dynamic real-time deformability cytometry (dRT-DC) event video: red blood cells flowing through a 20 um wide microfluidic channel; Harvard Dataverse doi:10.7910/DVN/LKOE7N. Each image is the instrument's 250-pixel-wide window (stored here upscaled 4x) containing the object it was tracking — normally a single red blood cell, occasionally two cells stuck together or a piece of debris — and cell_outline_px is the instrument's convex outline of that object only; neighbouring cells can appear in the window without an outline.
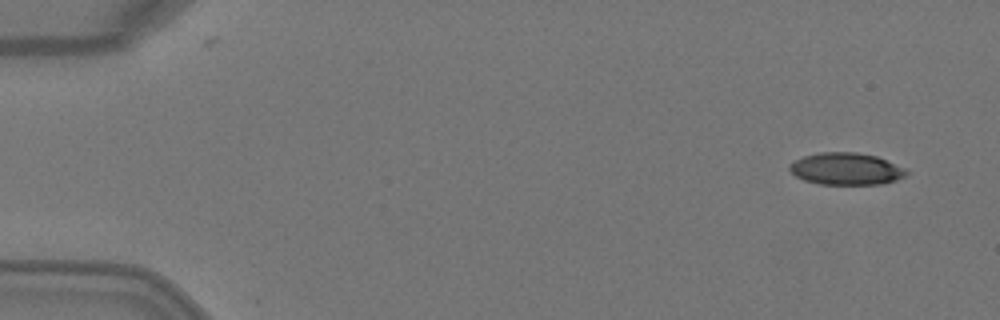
{"species": "Egyptian fruit bat (a non-hibernating species)", "species_latin": "Rousettus aegyptiacus", "temperature_condition": "warm", "stored_images_in_passage": 4, "camera_frame_rate_fps": 3000, "um_per_image_px": 0.085, "animal": {"sex": "female"}, "frame": {"image": 1, "passage_image": 4, "time_ms": 1.0, "image_size_px": [1000, 320], "cell_outline_px": [[908, 176], [896, 180], [880, 184], [820, 184], [804, 180], [796, 176], [788, 168], [788, 164], [804, 156], [820, 152], [856, 152], [876, 156], [904, 168], [908, 172]], "centroid_in_image_um": [71.92, 14.35], "position_along_channel_um": 13.1, "area_um2": 21.73}}